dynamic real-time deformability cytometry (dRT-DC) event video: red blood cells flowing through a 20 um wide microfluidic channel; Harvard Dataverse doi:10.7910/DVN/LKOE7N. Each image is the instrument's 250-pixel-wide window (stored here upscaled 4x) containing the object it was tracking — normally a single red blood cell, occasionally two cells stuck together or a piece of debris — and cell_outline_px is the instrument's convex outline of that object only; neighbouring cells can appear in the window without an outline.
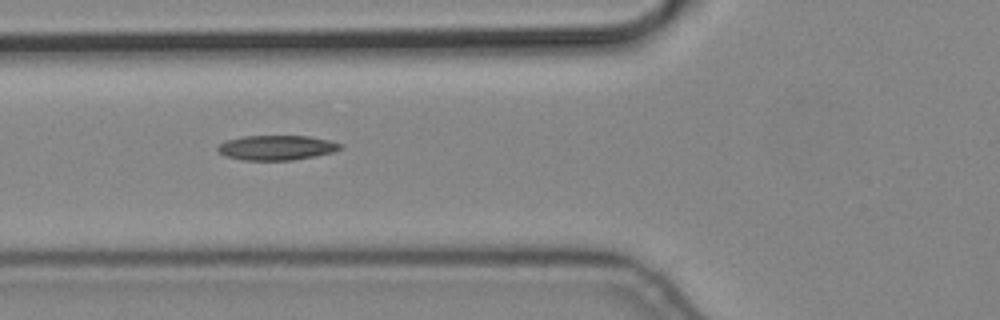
{"species": "common noctule bat (a hibernating species)", "species_latin": "Nyctalus noctula", "temperature_condition": "cold", "stored_images_in_passage": 5, "camera_frame_rate_fps": 3000, "um_per_image_px": 0.085, "animal": {"sex": "male", "body_mass_g": 19.2, "forearm_length_mm": 51.8}, "frame": {"image": 1, "passage_image": 2, "time_ms": 0.333, "image_size_px": [1000, 320], "cell_outline_px": [[344, 148], [332, 152], [316, 156], [292, 160], [244, 160], [224, 156], [216, 148], [224, 140], [244, 136], [308, 136], [328, 140], [340, 144]], "centroid_in_image_um": [23.49, 12.55], "position_along_channel_um": 102.3, "area_um2": 17.69}}
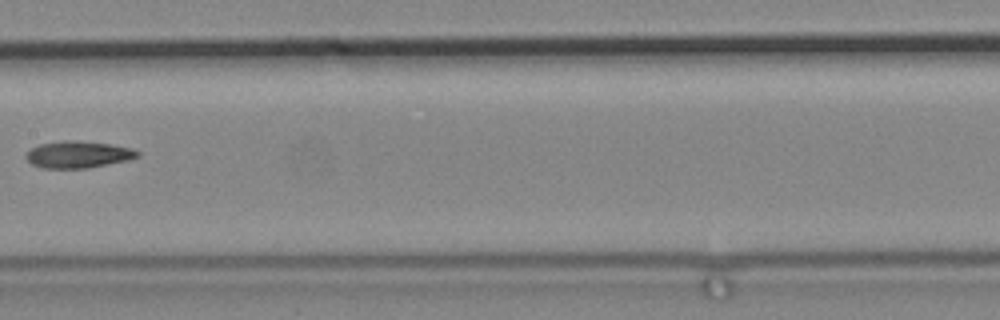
{"frame": {"image": 2, "passage_image": 4, "time_ms": 1.0, "image_size_px": [1000, 320], "cell_outline_px": [[140, 156], [128, 160], [88, 168], [40, 168], [32, 164], [24, 156], [32, 148], [40, 144], [64, 140], [76, 140], [112, 144], [132, 148], [140, 152]], "centroid_in_image_um": [6.66, 13.13], "position_along_channel_um": 200.7, "area_um2": 17.51}}
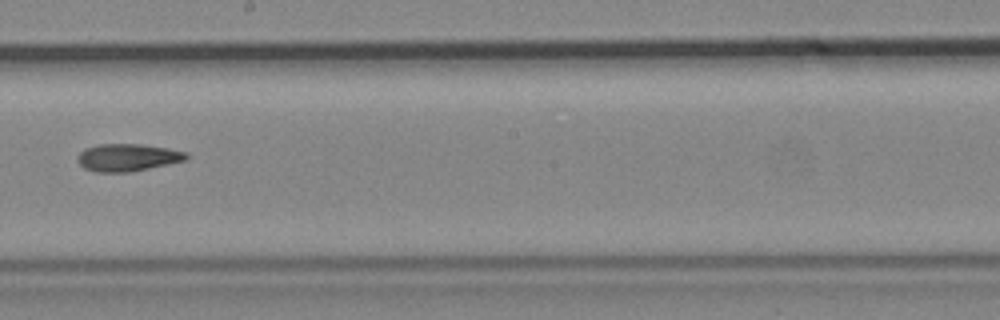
{"frame": {"image": 3, "passage_image": 5, "time_ms": 1.333, "image_size_px": [1000, 320], "cell_outline_px": [[188, 156], [184, 160], [168, 164], [128, 172], [96, 172], [84, 168], [76, 160], [76, 156], [84, 148], [100, 144], [140, 144], [168, 148], [188, 152]], "centroid_in_image_um": [10.8, 13.38], "position_along_channel_um": 237.4, "area_um2": 17.34}}